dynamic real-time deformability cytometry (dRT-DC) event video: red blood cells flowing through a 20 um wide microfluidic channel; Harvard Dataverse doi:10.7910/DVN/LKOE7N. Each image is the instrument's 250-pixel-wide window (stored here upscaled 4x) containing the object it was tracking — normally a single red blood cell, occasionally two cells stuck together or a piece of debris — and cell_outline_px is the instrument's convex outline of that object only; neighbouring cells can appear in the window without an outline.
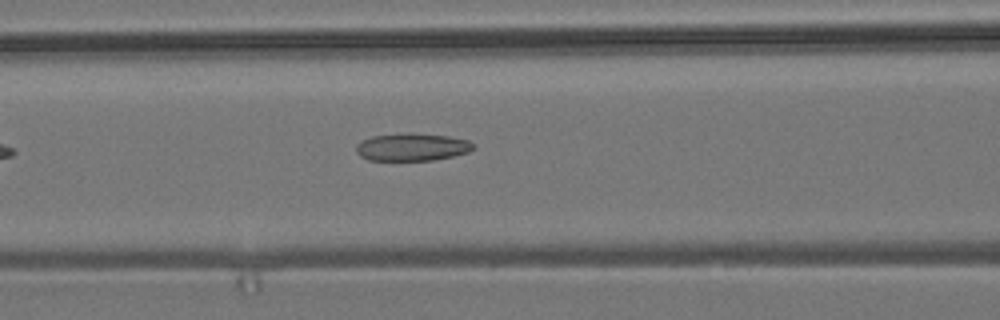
{"species": "common noctule bat (a hibernating species)", "species_latin": "Nyctalus noctula", "temperature_condition": "room temperature", "stored_images_in_passage": 7, "camera_frame_rate_fps": 3000, "um_per_image_px": 0.085, "animal": {"sex": "male", "body_mass_g": 19.2, "forearm_length_mm": 51.8}, "frame": {"image": 1, "passage_image": 7, "time_ms": 7.0, "image_size_px": [1000, 320], "cell_outline_px": [[476, 148], [468, 152], [452, 156], [432, 160], [368, 160], [360, 156], [356, 152], [356, 144], [372, 136], [448, 136], [468, 140], [476, 144]], "centroid_in_image_um": [35.06, 12.55], "position_along_channel_um": 131.5, "area_um2": 17.86}}